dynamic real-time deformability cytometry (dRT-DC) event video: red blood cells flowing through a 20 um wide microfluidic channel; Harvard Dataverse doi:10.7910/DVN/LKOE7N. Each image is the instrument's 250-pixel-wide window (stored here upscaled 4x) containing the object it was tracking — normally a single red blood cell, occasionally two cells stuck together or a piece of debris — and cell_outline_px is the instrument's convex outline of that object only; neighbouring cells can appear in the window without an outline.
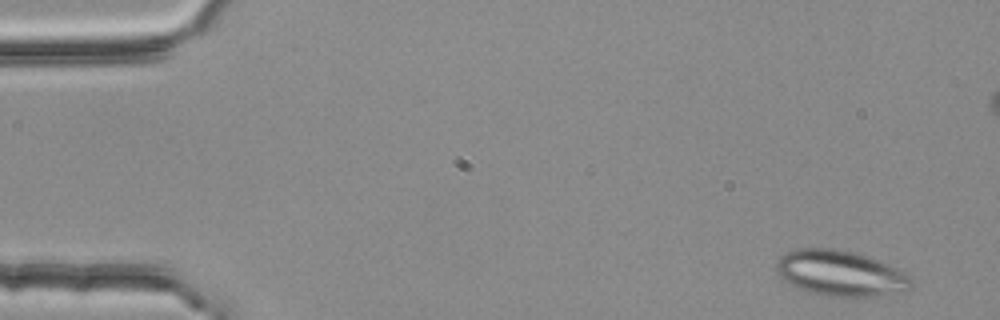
{"species": "common noctule bat (a hibernating species)", "species_latin": "Nyctalus noctula", "temperature_condition": "room temperature", "stored_images_in_passage": 5, "camera_frame_rate_fps": 3000, "um_per_image_px": 0.085, "animal": {"sex": "female", "body_mass_g": 25.1}, "frame": {"image": 1, "passage_image": 1, "time_ms": 0.0, "image_size_px": [1000, 320], "cell_outline_px": [[912, 288], [908, 292], [868, 300], [832, 296], [812, 292], [800, 288], [784, 280], [776, 272], [776, 264], [780, 256], [796, 248], [832, 248], [856, 252], [868, 256], [908, 272], [912, 276]], "centroid_in_image_um": [71.59, 23.27], "position_along_channel_um": 13.4, "area_um2": 37.11}}